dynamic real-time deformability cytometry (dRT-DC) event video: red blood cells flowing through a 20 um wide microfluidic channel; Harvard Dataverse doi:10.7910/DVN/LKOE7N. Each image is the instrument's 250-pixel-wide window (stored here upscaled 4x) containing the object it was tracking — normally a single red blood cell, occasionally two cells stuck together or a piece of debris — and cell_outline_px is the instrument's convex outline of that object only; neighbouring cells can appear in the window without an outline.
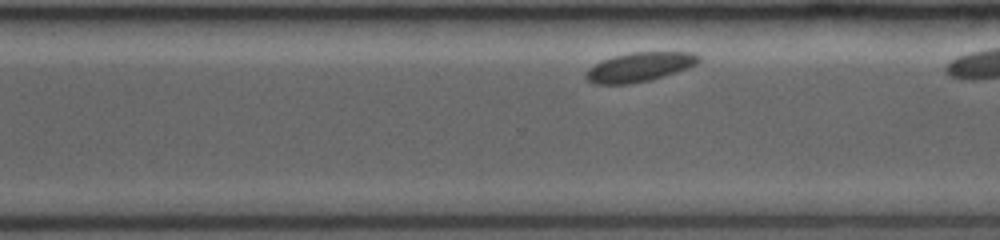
{"species": "common noctule bat (a hibernating species)", "species_latin": "Nyctalus noctula", "temperature_condition": "room temperature", "stored_images_in_passage": 25, "camera_frame_rate_fps": 3500, "um_per_image_px": 0.085, "animal": {"sex": "female", "body_mass_g": 19.0, "forearm_length_mm": 53.3}, "frame": {"image": 1, "passage_image": 18, "time_ms": 4.857, "image_size_px": [1000, 240], "cell_outline_px": [[700, 60], [696, 64], [688, 68], [664, 76], [648, 80], [628, 84], [592, 84], [584, 76], [588, 68], [600, 60], [632, 52], [692, 52], [700, 56]], "centroid_in_image_um": [54.34, 5.69], "position_along_channel_um": 316.3, "area_um2": 19.19}}
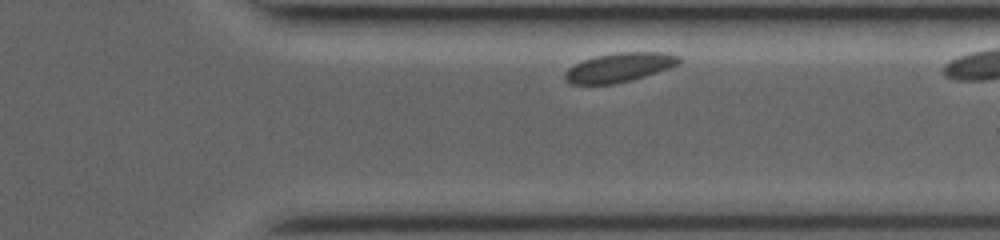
{"frame": {"image": 2, "passage_image": 22, "time_ms": 6.0, "image_size_px": [1000, 240], "cell_outline_px": [[680, 64], [632, 80], [612, 84], [572, 84], [564, 80], [564, 72], [572, 64], [596, 56], [616, 52], [668, 52], [680, 56]], "centroid_in_image_um": [52.62, 5.72], "position_along_channel_um": 358.8, "area_um2": 19.48}}